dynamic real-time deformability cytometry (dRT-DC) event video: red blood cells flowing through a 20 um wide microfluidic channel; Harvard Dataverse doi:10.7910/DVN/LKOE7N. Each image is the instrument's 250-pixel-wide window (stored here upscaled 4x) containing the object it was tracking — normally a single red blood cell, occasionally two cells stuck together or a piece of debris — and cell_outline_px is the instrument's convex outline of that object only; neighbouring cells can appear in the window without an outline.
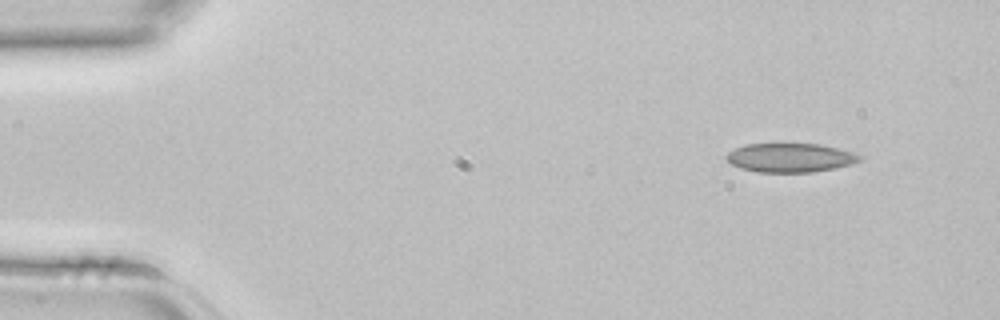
{"species": "common noctule bat (a hibernating species)", "species_latin": "Nyctalus noctula", "temperature_condition": "room temperature", "stored_images_in_passage": 3, "camera_frame_rate_fps": 3000, "um_per_image_px": 0.085, "animal": {"sex": "female", "body_mass_g": 22.7, "forearm_length_mm": 54.2}, "frame": {"image": 1, "passage_image": 1, "time_ms": 0.0, "image_size_px": [1000, 320], "cell_outline_px": [[864, 160], [836, 168], [812, 172], [756, 172], [740, 168], [732, 164], [724, 156], [728, 152], [736, 148], [748, 144], [820, 144], [840, 148], [864, 156]], "centroid_in_image_um": [67.22, 13.41], "position_along_channel_um": 17.8, "area_um2": 22.6}}
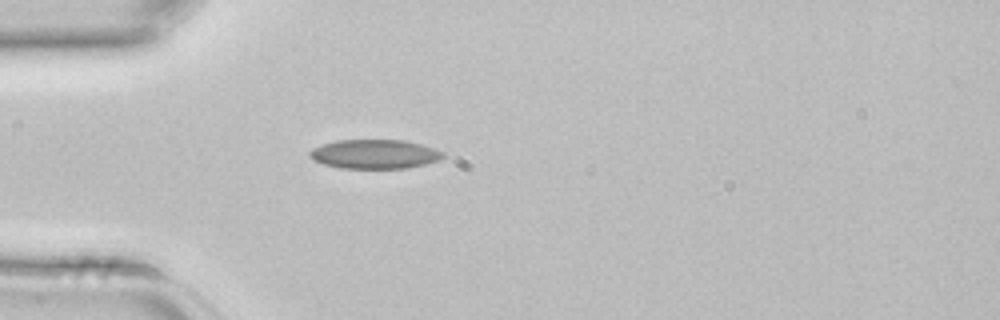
{"frame": {"image": 2, "passage_image": 3, "time_ms": 0.667, "image_size_px": [1000, 320], "cell_outline_px": [[444, 156], [440, 160], [424, 164], [404, 168], [340, 168], [324, 164], [312, 160], [308, 156], [308, 152], [312, 148], [320, 144], [336, 140], [404, 140], [420, 144], [444, 152]], "centroid_in_image_um": [31.78, 13.09], "position_along_channel_um": 53.2, "area_um2": 22.72}}